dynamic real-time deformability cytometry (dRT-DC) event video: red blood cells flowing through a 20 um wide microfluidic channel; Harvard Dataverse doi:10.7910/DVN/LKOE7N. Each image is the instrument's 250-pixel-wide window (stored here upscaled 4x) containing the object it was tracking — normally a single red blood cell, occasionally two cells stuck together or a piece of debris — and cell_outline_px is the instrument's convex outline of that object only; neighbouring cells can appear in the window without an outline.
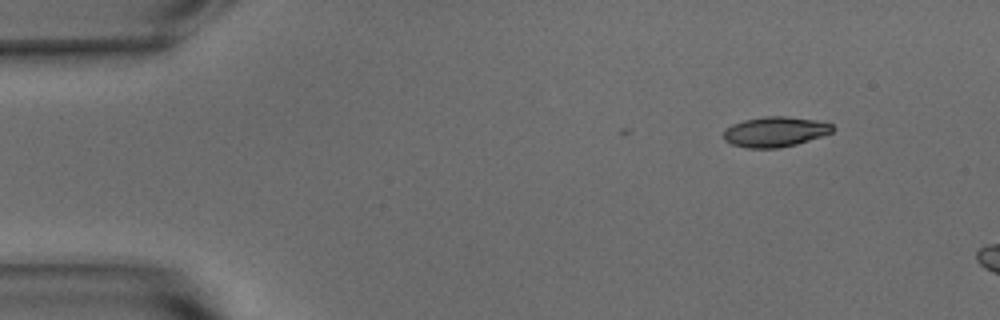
{"species": "common noctule bat (a hibernating species)", "species_latin": "Nyctalus noctula", "temperature_condition": "warm", "stored_images_in_passage": 2, "camera_frame_rate_fps": 3000, "um_per_image_px": 0.085, "animal": {"sex": "male", "body_mass_g": 15.6}, "frame": {"image": 1, "passage_image": 2, "time_ms": 0.333, "image_size_px": [1000, 320], "cell_outline_px": [[836, 128], [832, 132], [796, 144], [780, 148], [748, 148], [732, 144], [724, 140], [724, 128], [732, 124], [744, 120], [764, 116], [784, 116], [812, 120], [832, 124]], "centroid_in_image_um": [65.85, 11.2], "position_along_channel_um": 19.2, "area_um2": 19.02}}